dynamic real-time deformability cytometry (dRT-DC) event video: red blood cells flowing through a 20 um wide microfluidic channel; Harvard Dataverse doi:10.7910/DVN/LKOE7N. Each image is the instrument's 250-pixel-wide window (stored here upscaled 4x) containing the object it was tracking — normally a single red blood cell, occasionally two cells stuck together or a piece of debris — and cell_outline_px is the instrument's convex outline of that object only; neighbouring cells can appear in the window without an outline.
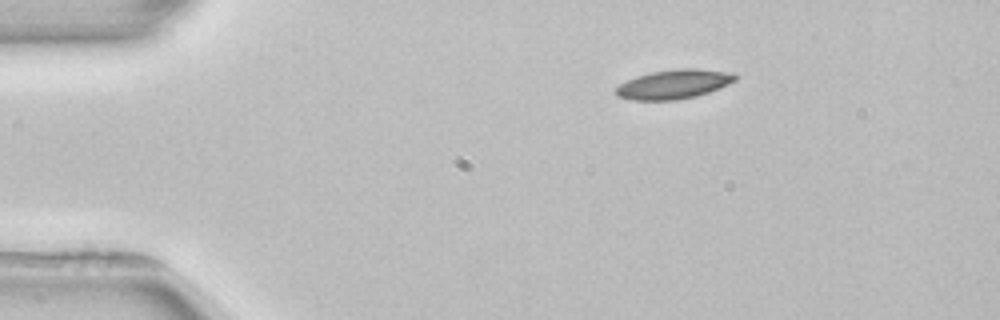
{"species": "common noctule bat (a hibernating species)", "species_latin": "Nyctalus noctula", "temperature_condition": "room temperature", "stored_images_in_passage": 2, "camera_frame_rate_fps": 3000, "um_per_image_px": 0.085, "animal": {"sex": "female", "body_mass_g": 22.7, "forearm_length_mm": 54.2}, "frame": {"image": 1, "passage_image": 1, "time_ms": 0.0, "image_size_px": [1000, 320], "cell_outline_px": [[740, 76], [736, 80], [720, 88], [696, 96], [676, 100], [632, 100], [616, 96], [616, 88], [620, 84], [636, 76], [652, 72], [676, 68], [696, 68], [724, 72]], "centroid_in_image_um": [57.26, 7.16], "position_along_channel_um": 27.7, "area_um2": 20.23}}